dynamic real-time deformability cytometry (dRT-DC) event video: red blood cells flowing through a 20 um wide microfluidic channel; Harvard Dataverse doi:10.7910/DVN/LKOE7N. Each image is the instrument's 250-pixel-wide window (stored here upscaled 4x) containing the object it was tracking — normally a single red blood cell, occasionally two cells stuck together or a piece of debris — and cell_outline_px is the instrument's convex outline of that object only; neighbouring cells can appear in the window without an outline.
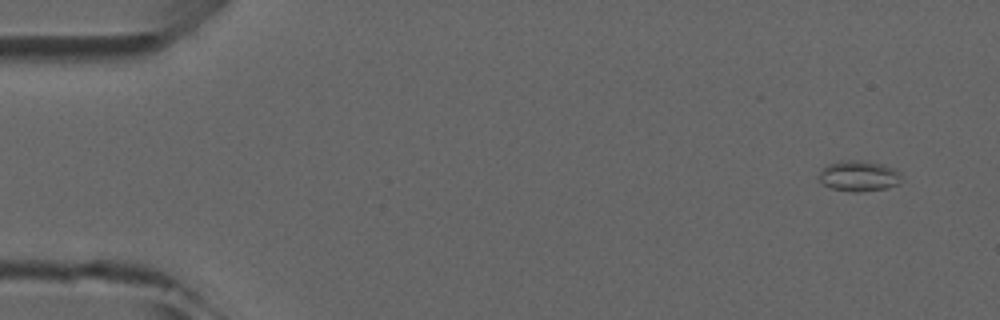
{"species": "common noctule bat (a hibernating species)", "species_latin": "Nyctalus noctula", "temperature_condition": "room temperature", "stored_images_in_passage": 4, "camera_frame_rate_fps": 3000, "um_per_image_px": 0.085, "animal": {"sex": "male", "forearm_length_mm": 52.5}, "frame": {"image": 1, "passage_image": 1, "time_ms": 0.0, "image_size_px": [1000, 320], "cell_outline_px": [[900, 184], [888, 188], [856, 192], [852, 192], [828, 188], [820, 180], [820, 172], [828, 164], [840, 160], [856, 160], [884, 164], [892, 168], [900, 176]], "centroid_in_image_um": [72.98, 14.97], "position_along_channel_um": 12.0, "area_um2": 14.62}}
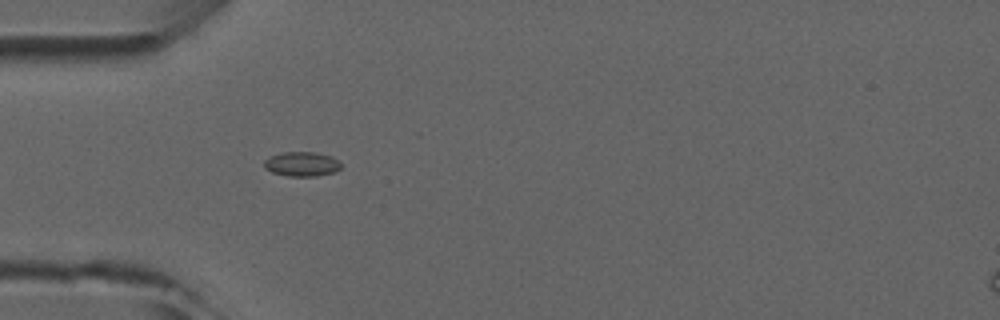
{"frame": {"image": 2, "passage_image": 4, "time_ms": 4.0, "image_size_px": [1000, 320], "cell_outline_px": [[340, 168], [332, 172], [316, 176], [288, 176], [272, 172], [264, 168], [264, 160], [272, 156], [284, 152], [316, 152], [332, 156], [340, 160]], "centroid_in_image_um": [25.66, 13.94], "position_along_channel_um": 59.3, "area_um2": 10.92}}